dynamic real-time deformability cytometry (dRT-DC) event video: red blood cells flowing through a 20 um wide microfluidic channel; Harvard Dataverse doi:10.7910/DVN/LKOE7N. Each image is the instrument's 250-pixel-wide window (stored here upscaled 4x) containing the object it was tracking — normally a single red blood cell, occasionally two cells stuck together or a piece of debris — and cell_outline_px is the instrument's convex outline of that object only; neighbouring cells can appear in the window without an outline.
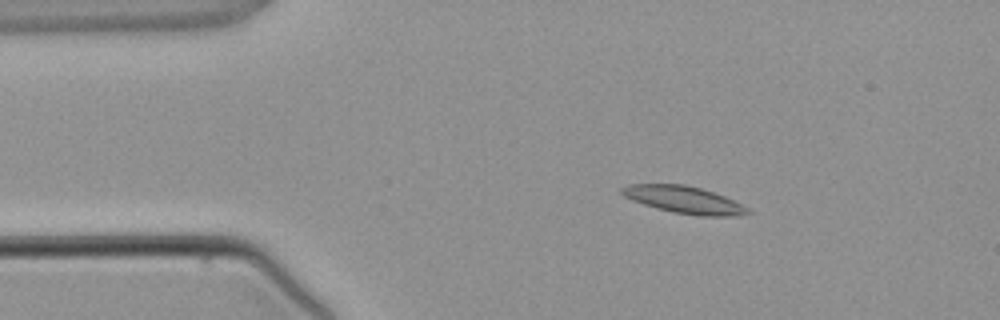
{"species": "common noctule bat (a hibernating species)", "species_latin": "Nyctalus noctula", "temperature_condition": "warm", "stored_images_in_passage": 2, "camera_frame_rate_fps": 3000, "um_per_image_px": 0.085, "animal": {"sex": "male", "body_mass_g": 21.5, "forearm_length_mm": 52.0}, "frame": {"image": 1, "passage_image": 1, "time_ms": 0.0, "image_size_px": [1000, 320], "cell_outline_px": [[752, 212], [736, 216], [700, 216], [672, 212], [656, 208], [632, 200], [624, 196], [620, 192], [620, 188], [628, 184], [684, 184], [700, 188], [724, 196], [748, 208]], "centroid_in_image_um": [58.11, 16.98], "position_along_channel_um": 26.9, "area_um2": 19.83}}